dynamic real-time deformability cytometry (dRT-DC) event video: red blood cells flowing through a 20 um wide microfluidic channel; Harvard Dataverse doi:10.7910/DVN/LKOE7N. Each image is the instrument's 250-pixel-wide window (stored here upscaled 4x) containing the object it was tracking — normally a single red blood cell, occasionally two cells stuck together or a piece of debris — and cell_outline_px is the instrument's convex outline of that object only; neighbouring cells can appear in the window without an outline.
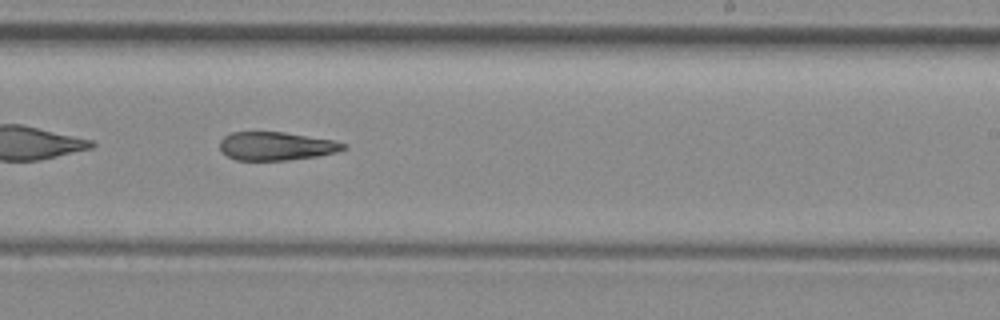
{"species": "common noctule bat (a hibernating species)", "species_latin": "Nyctalus noctula", "temperature_condition": "room temperature", "stored_images_in_passage": 36, "camera_frame_rate_fps": 3000, "um_per_image_px": 0.085, "animal": {"sex": "female", "body_mass_g": 29.2, "forearm_length_mm": 56.3}, "frame": {"image": 1, "passage_image": 16, "time_ms": 5.0, "image_size_px": [1000, 320], "cell_outline_px": [[348, 148], [336, 152], [320, 156], [288, 160], [236, 160], [228, 156], [220, 148], [220, 140], [224, 136], [232, 132], [284, 132], [332, 140], [344, 144]], "centroid_in_image_um": [23.48, 12.42], "position_along_channel_um": 265.5, "area_um2": 20.35}}